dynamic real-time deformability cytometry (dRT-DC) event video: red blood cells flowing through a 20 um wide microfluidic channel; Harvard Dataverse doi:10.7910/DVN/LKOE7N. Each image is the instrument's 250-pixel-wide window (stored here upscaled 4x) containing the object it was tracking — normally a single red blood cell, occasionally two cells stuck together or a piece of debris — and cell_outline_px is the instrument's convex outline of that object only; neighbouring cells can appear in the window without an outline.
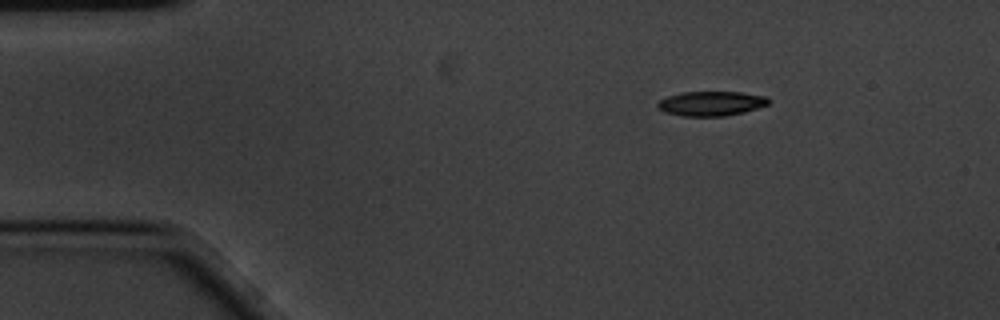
{"species": "common noctule bat (a hibernating species)", "species_latin": "Nyctalus noctula", "temperature_condition": "cold", "stored_images_in_passage": 4, "camera_frame_rate_fps": 3000, "um_per_image_px": 0.085, "animal": {"sex": "male", "body_mass_g": 20.1, "forearm_length_mm": 53.5}, "frame": {"image": 1, "passage_image": 1, "time_ms": 0.0, "image_size_px": [1000, 320], "cell_outline_px": [[772, 100], [768, 104], [744, 112], [724, 116], [680, 116], [664, 112], [656, 108], [656, 104], [660, 100], [668, 96], [684, 92], [740, 92], [768, 96]], "centroid_in_image_um": [60.45, 8.8], "position_along_channel_um": 24.6, "area_um2": 16.01}}
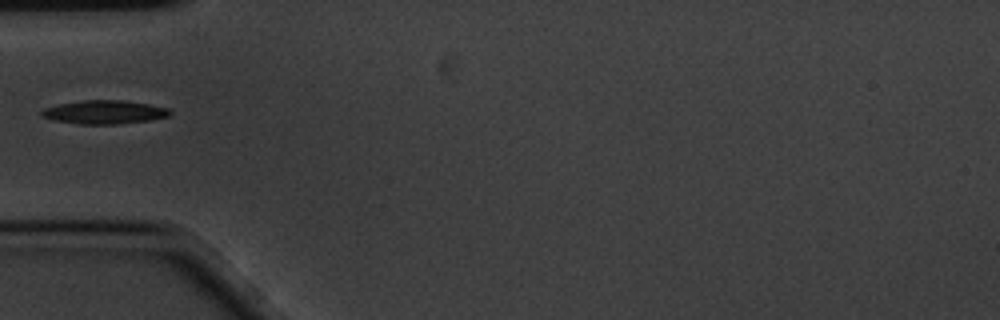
{"frame": {"image": 2, "passage_image": 4, "time_ms": 1.0, "image_size_px": [1000, 320], "cell_outline_px": [[172, 112], [168, 116], [152, 120], [120, 124], [80, 124], [52, 120], [40, 116], [40, 112], [44, 108], [60, 104], [84, 100], [124, 100], [148, 104], [168, 108]], "centroid_in_image_um": [8.87, 9.54], "position_along_channel_um": 76.1, "area_um2": 17.69}}